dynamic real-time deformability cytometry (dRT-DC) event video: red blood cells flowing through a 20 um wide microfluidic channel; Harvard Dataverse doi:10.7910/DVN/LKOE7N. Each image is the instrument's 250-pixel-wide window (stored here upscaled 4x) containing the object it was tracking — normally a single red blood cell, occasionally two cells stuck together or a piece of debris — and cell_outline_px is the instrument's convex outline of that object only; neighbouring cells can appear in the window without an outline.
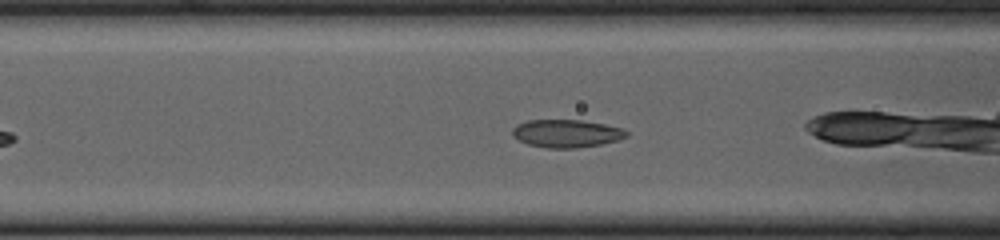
{"species": "common noctule bat (a hibernating species)", "species_latin": "Nyctalus noctula", "temperature_condition": "cold", "stored_images_in_passage": 38, "camera_frame_rate_fps": 3000, "um_per_image_px": 0.085, "animal": {"sex": "female", "body_mass_g": 23.0, "forearm_length_mm": 53.4}, "frame": {"image": 1, "passage_image": 9, "time_ms": 2.667, "image_size_px": [1000, 240], "cell_outline_px": [[628, 136], [616, 140], [600, 144], [572, 148], [548, 148], [528, 144], [512, 136], [512, 128], [516, 124], [528, 120], [580, 120], [604, 124], [624, 128], [628, 132]], "centroid_in_image_um": [48.13, 11.33], "position_along_channel_um": 118.5, "area_um2": 18.44}}
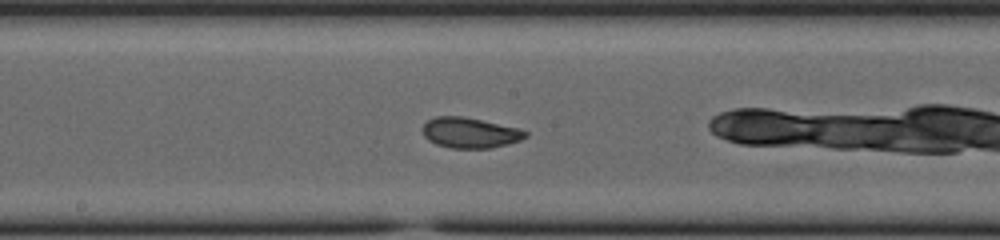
{"frame": {"image": 2, "passage_image": 16, "time_ms": 5.0, "image_size_px": [1000, 240], "cell_outline_px": [[528, 136], [520, 140], [488, 148], [452, 148], [436, 144], [428, 140], [424, 136], [424, 124], [428, 120], [436, 116], [464, 116], [520, 128], [528, 132]], "centroid_in_image_um": [39.96, 11.27], "position_along_channel_um": 208.2, "area_um2": 18.15}}
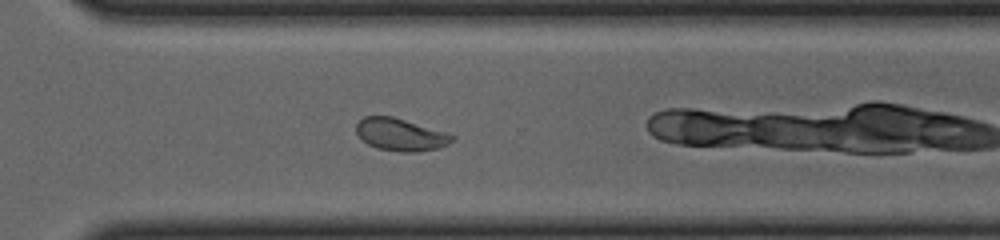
{"frame": {"image": 3, "passage_image": 26, "time_ms": 8.333, "image_size_px": [1000, 240], "cell_outline_px": [[456, 136], [448, 144], [440, 148], [416, 152], [400, 152], [376, 148], [360, 140], [356, 132], [356, 124], [364, 116], [392, 116], [444, 132]], "centroid_in_image_um": [34.0, 11.45], "position_along_channel_um": 336.6, "area_um2": 18.09}, "authors_computed_cell_mechanics": {"area_um2": 18.4671, "velocity_mm_per_s": 3.8563, "shape_relaxation_time_tau1_ms": 4.6471, "shape_relaxation_time_tau2_ms": 1.0203, "deformation_change_tau1": 0.1235, "deformation_change_tau2": 0.0529}}